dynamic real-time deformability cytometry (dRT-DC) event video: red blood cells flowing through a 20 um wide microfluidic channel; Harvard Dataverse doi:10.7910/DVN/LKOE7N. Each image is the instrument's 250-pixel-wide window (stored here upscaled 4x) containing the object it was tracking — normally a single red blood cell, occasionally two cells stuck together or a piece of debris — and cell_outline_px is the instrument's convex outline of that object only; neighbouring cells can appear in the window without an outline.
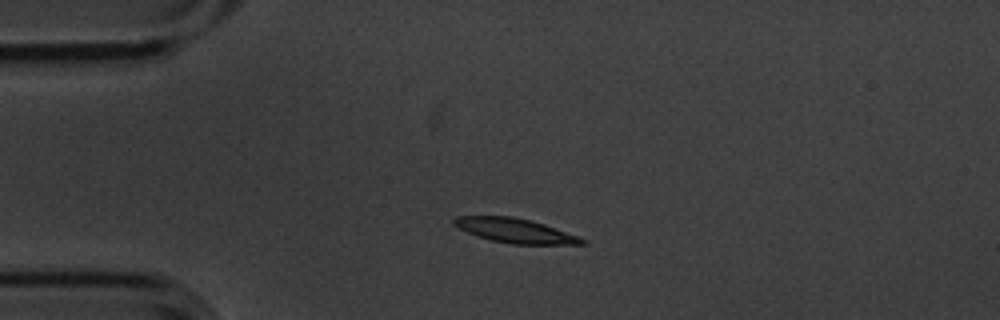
{"species": "common noctule bat (a hibernating species)", "species_latin": "Nyctalus noctula", "temperature_condition": "cold", "stored_images_in_passage": 3, "camera_frame_rate_fps": 3000, "um_per_image_px": 0.085, "animal": {"sex": "male", "body_mass_g": 20.1, "forearm_length_mm": 53.5}, "frame": {"image": 1, "passage_image": 2, "time_ms": 0.333, "image_size_px": [1000, 320], "cell_outline_px": [[588, 244], [512, 244], [492, 240], [476, 236], [452, 224], [452, 220], [456, 216], [512, 216], [544, 224], [580, 236], [588, 240]], "centroid_in_image_um": [43.82, 19.6], "position_along_channel_um": 41.2, "area_um2": 18.21}}